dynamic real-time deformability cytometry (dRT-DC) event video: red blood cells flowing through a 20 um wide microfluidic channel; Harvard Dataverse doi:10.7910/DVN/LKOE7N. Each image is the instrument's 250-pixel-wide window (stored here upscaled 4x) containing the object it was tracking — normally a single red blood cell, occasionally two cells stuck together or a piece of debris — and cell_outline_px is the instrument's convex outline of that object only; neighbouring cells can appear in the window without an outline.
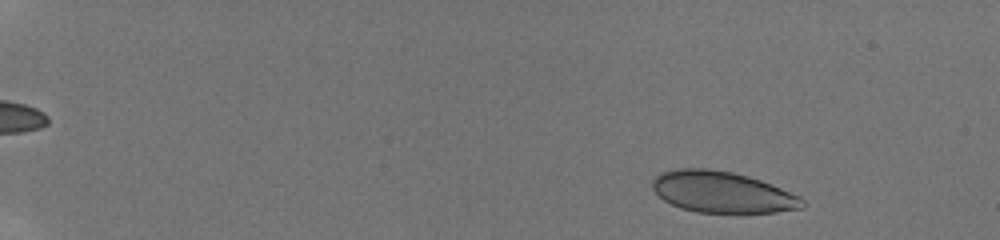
{"species": "human", "species_latin": "Homo sapiens", "temperature_condition": "room temperature", "stored_images_in_passage": 50, "camera_frame_rate_fps": 3000, "um_per_image_px": 0.085, "donor": {"sex": "male"}, "frame": {"image": 1, "passage_image": 5, "time_ms": 1.333, "image_size_px": [1000, 240], "cell_outline_px": [[804, 208], [776, 212], [744, 216], [696, 212], [680, 208], [664, 200], [652, 188], [652, 180], [656, 176], [664, 172], [676, 168], [708, 168], [732, 172], [748, 176], [772, 184], [800, 196], [804, 200]], "centroid_in_image_um": [61.44, 16.38], "position_along_channel_um": 23.6, "area_um2": 37.11}}
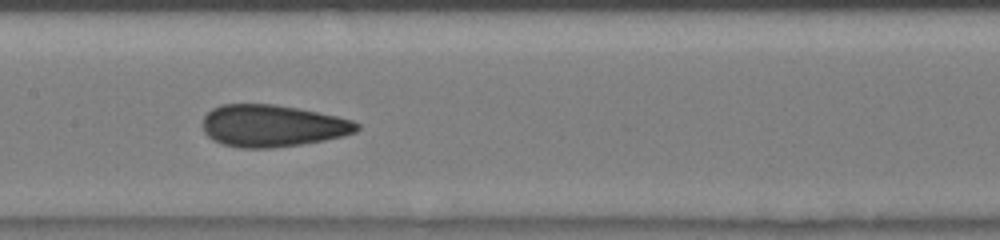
{"frame": {"image": 2, "passage_image": 29, "time_ms": 9.0, "image_size_px": [1000, 240], "cell_outline_px": [[360, 128], [356, 132], [344, 136], [324, 140], [300, 144], [272, 148], [240, 148], [224, 144], [212, 140], [204, 132], [204, 116], [212, 108], [220, 104], [276, 104], [336, 116], [352, 120], [360, 124]], "centroid_in_image_um": [23.15, 10.69], "position_along_channel_um": 184.2, "area_um2": 37.69}}
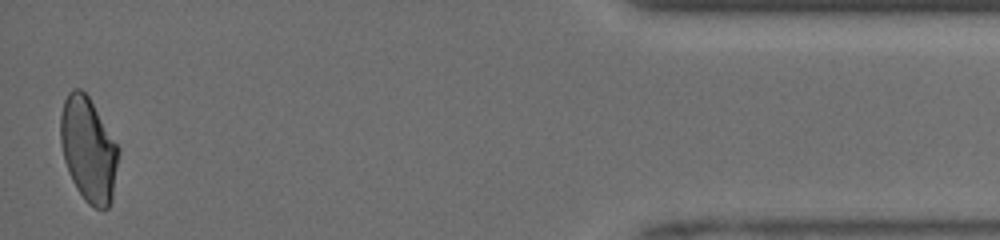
{"frame": {"image": 3, "passage_image": 50, "time_ms": 16.333, "image_size_px": [1000, 240], "cell_outline_px": [[120, 156], [112, 200], [108, 208], [96, 208], [88, 204], [84, 200], [76, 188], [68, 172], [64, 160], [60, 140], [60, 116], [64, 100], [68, 92], [72, 88], [80, 88], [88, 96], [120, 148]], "centroid_in_image_um": [7.53, 12.72], "position_along_channel_um": 427.7, "area_um2": 35.6}, "authors_computed_cell_mechanics": {"area_um2": 36.8764, "velocity_mm_per_s": 4.1265, "shape_relaxation_time_tau1_ms": null, "shape_relaxation_time_tau2_ms": 1.1044, "deformation_change_tau1": null, "deformation_change_tau2": 0.0464}}